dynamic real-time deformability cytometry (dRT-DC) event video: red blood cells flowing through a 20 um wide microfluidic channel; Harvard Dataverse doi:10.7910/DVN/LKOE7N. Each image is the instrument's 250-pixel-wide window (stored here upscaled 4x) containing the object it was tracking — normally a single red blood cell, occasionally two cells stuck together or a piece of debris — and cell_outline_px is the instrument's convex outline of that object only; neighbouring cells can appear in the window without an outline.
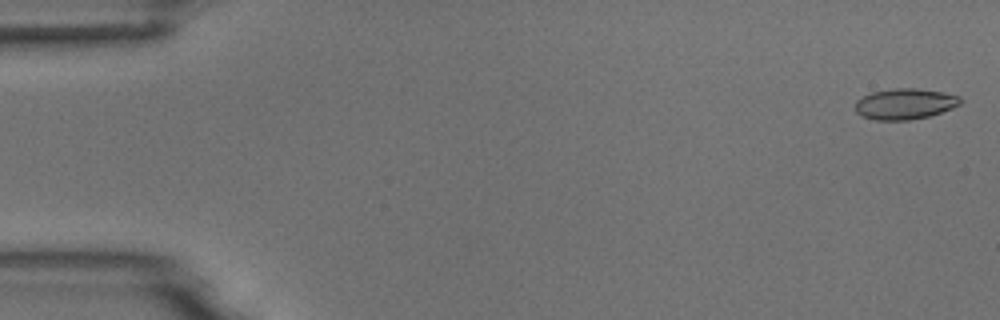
{"species": "common noctule bat (a hibernating species)", "species_latin": "Nyctalus noctula", "temperature_condition": "room temperature", "stored_images_in_passage": 55, "camera_frame_rate_fps": 3000, "um_per_image_px": 0.085, "animal": {"sex": "male", "body_mass_g": 18.8}, "frame": {"image": 1, "passage_image": 2, "time_ms": 0.333, "image_size_px": [1000, 320], "cell_outline_px": [[964, 100], [960, 104], [952, 108], [928, 116], [908, 120], [876, 120], [860, 116], [856, 112], [856, 100], [872, 92], [896, 88], [916, 88], [944, 92], [960, 96]], "centroid_in_image_um": [76.93, 8.83], "position_along_channel_um": 8.1, "area_um2": 18.9}}
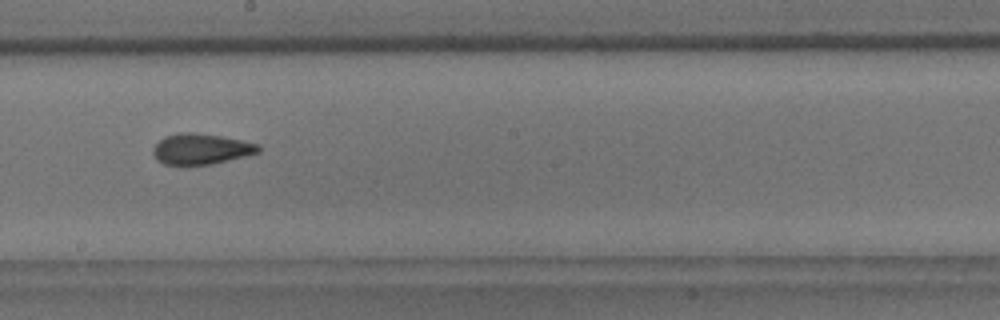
{"frame": {"image": 2, "passage_image": 31, "time_ms": 10.0, "image_size_px": [1000, 320], "cell_outline_px": [[260, 152], [248, 156], [212, 164], [164, 164], [156, 160], [152, 152], [152, 148], [164, 136], [180, 132], [192, 132], [220, 136], [260, 144]], "centroid_in_image_um": [17.09, 12.66], "position_along_channel_um": 231.1, "area_um2": 18.9}}
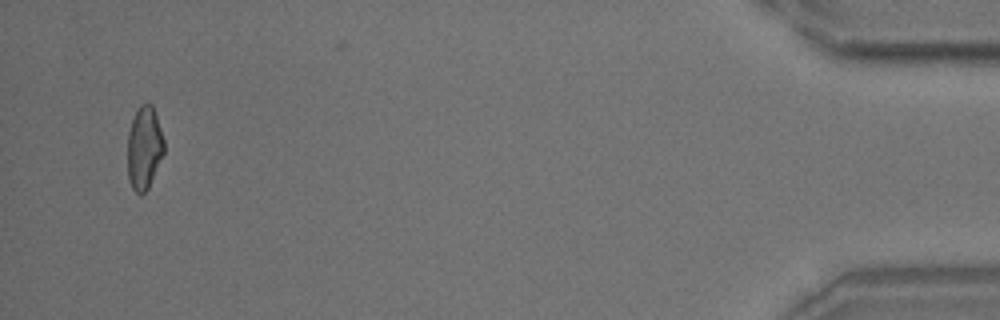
{"frame": {"image": 3, "passage_image": 53, "time_ms": 17.333, "image_size_px": [1000, 320], "cell_outline_px": [[164, 152], [148, 188], [140, 196], [132, 188], [128, 180], [128, 132], [132, 120], [140, 104], [152, 104], [164, 140]], "centroid_in_image_um": [12.25, 12.59], "position_along_channel_um": 423.0, "area_um2": 17.46}, "authors_computed_cell_mechanics": {"area_um2": 18.6116, "velocity_mm_per_s": 3.7272, "shape_relaxation_time_tau1_ms": 5.2461, "shape_relaxation_time_tau2_ms": 1.9348, "deformation_change_tau1": 0.1185, "deformation_change_tau2": 0.0794}}